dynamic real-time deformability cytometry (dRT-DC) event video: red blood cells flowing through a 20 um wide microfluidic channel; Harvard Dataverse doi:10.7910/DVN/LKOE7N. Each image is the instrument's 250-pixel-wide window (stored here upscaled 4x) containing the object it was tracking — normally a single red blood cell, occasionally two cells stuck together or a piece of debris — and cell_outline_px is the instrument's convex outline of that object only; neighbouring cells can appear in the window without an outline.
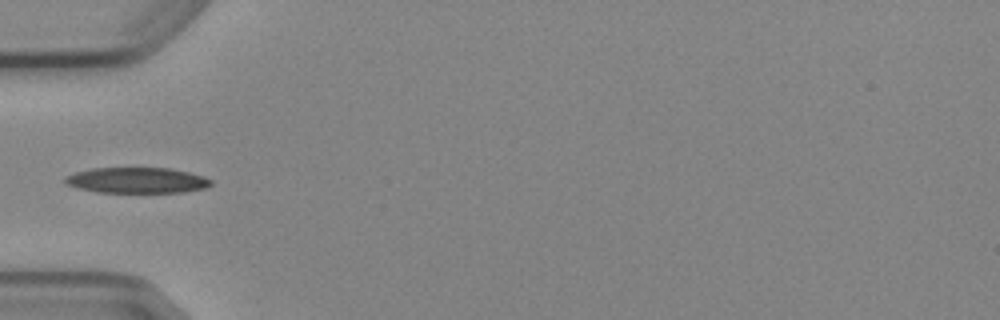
{"species": "Egyptian fruit bat (a non-hibernating species)", "species_latin": "Rousettus aegyptiacus", "temperature_condition": "cold", "stored_images_in_passage": 5, "camera_frame_rate_fps": 3000, "um_per_image_px": 0.085, "animal": {"sex": "female"}, "frame": {"image": 1, "passage_image": 5, "time_ms": 4.667, "image_size_px": [1000, 320], "cell_outline_px": [[212, 184], [204, 188], [180, 192], [96, 192], [76, 188], [64, 184], [64, 176], [76, 172], [92, 168], [168, 168], [188, 172], [204, 176], [212, 180]], "centroid_in_image_um": [11.58, 15.32], "position_along_channel_um": 73.4, "area_um2": 21.85}}